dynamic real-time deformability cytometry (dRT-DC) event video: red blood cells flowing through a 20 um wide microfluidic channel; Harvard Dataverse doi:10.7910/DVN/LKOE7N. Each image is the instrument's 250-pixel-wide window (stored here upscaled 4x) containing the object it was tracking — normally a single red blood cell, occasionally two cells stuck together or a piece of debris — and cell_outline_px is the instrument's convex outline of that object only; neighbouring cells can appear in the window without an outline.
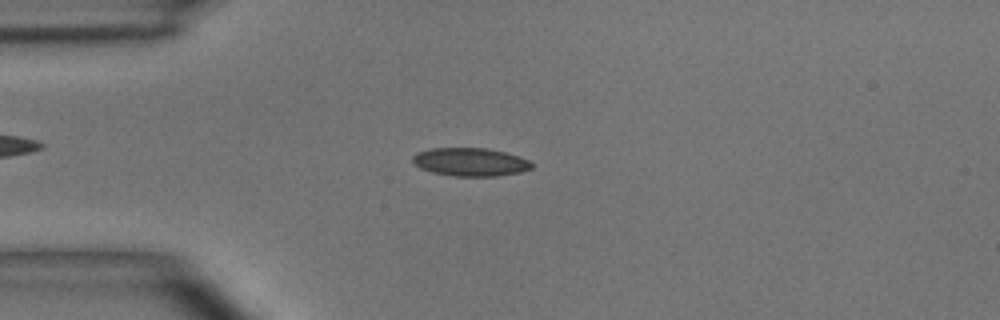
{"species": "common noctule bat (a hibernating species)", "species_latin": "Nyctalus noctula", "temperature_condition": "room temperature", "stored_images_in_passage": 3, "camera_frame_rate_fps": 3000, "um_per_image_px": 0.085, "animal": {"sex": "male", "body_mass_g": 15.6}, "frame": {"image": 1, "passage_image": 2, "time_ms": 1.333, "image_size_px": [1000, 320], "cell_outline_px": [[532, 168], [520, 172], [496, 176], [452, 176], [432, 172], [420, 168], [412, 164], [412, 156], [416, 152], [432, 148], [488, 148], [504, 152], [528, 160], [532, 164]], "centroid_in_image_um": [39.91, 13.77], "position_along_channel_um": 45.1, "area_um2": 19.59}}